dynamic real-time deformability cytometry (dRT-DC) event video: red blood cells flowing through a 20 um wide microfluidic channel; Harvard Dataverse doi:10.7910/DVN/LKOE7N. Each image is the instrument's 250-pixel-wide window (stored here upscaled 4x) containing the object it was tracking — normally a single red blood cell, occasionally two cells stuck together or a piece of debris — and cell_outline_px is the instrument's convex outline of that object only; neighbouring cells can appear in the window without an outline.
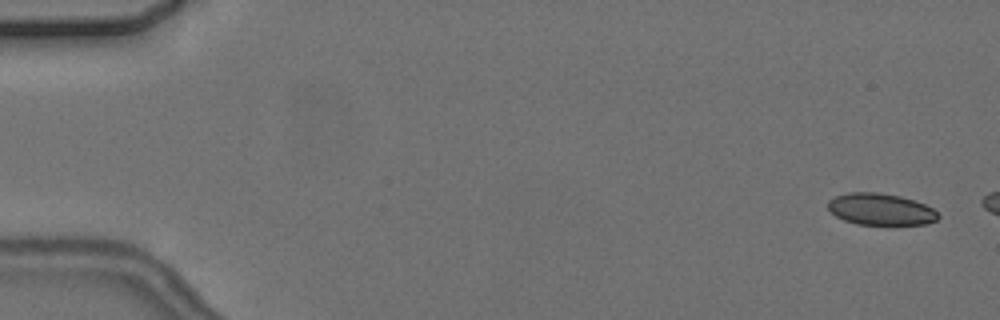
{"species": "common noctule bat (a hibernating species)", "species_latin": "Nyctalus noctula", "temperature_condition": "cold", "stored_images_in_passage": 3, "camera_frame_rate_fps": 3000, "um_per_image_px": 0.085, "animal": {"sex": "female", "body_mass_g": 24.6, "forearm_length_mm": 56.2}, "frame": {"image": 1, "passage_image": 1, "time_ms": 0.0, "image_size_px": [1000, 320], "cell_outline_px": [[940, 216], [936, 220], [924, 224], [856, 224], [844, 220], [836, 216], [828, 208], [828, 200], [836, 196], [848, 192], [876, 192], [900, 196], [924, 204], [932, 208]], "centroid_in_image_um": [74.83, 17.78], "position_along_channel_um": 10.2, "area_um2": 20.11}}